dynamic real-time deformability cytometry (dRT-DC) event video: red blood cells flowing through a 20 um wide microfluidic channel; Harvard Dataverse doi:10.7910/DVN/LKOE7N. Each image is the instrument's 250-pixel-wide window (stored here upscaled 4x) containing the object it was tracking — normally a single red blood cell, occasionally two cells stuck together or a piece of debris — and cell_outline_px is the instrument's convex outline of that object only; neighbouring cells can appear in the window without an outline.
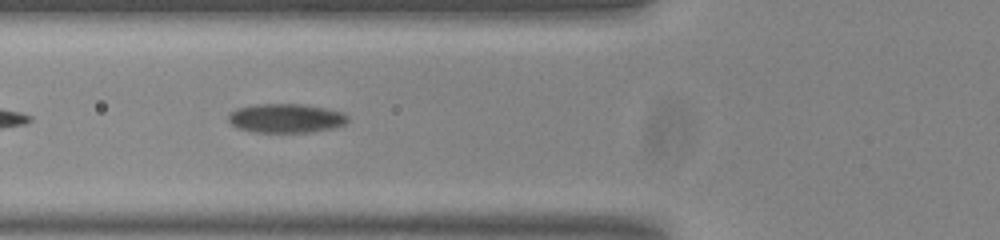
{"species": "common noctule bat (a hibernating species)", "species_latin": "Nyctalus noctula", "temperature_condition": "room temperature", "stored_images_in_passage": 36, "camera_frame_rate_fps": 3000, "um_per_image_px": 0.085, "animal": {"sex": "male", "body_mass_g": 20.0, "forearm_length_mm": 53.3}, "frame": {"image": 1, "passage_image": 5, "time_ms": 1.333, "image_size_px": [1000, 240], "cell_outline_px": [[348, 120], [344, 124], [332, 128], [308, 132], [256, 132], [240, 128], [232, 124], [228, 120], [228, 116], [236, 108], [256, 104], [304, 104], [324, 108], [340, 112], [348, 116]], "centroid_in_image_um": [24.29, 10.04], "position_along_channel_um": 101.5, "area_um2": 19.94}}
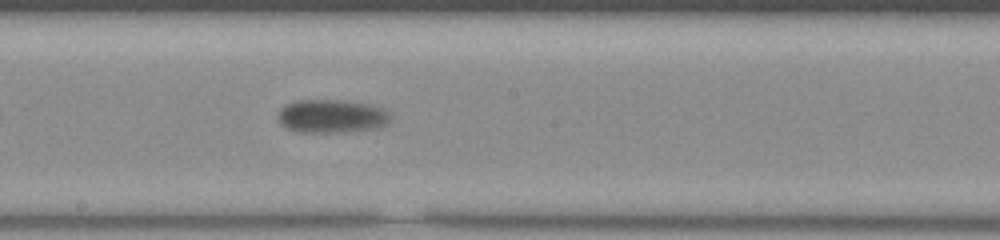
{"frame": {"image": 2, "passage_image": 15, "time_ms": 4.667, "image_size_px": [1000, 240], "cell_outline_px": [[392, 116], [384, 124], [372, 128], [336, 132], [296, 132], [280, 124], [276, 116], [280, 108], [284, 104], [296, 100], [344, 100], [368, 104], [384, 108]], "centroid_in_image_um": [28.11, 9.85], "position_along_channel_um": 220.1, "area_um2": 21.85}}
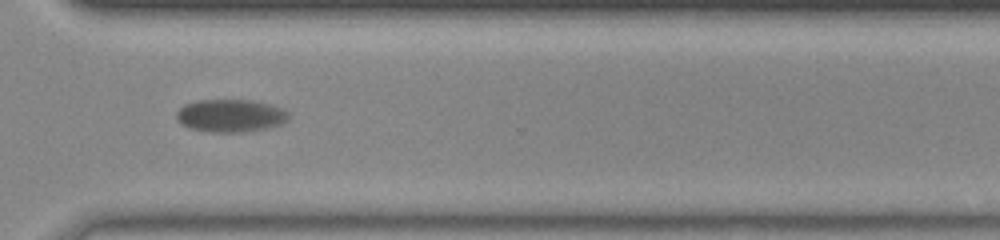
{"frame": {"image": 3, "passage_image": 26, "time_ms": 8.333, "image_size_px": [1000, 240], "cell_outline_px": [[288, 120], [280, 124], [264, 128], [244, 132], [208, 132], [188, 128], [180, 124], [176, 116], [176, 112], [184, 104], [196, 100], [256, 100], [280, 108], [288, 112]], "centroid_in_image_um": [19.54, 9.83], "position_along_channel_um": 351.1, "area_um2": 21.44}}